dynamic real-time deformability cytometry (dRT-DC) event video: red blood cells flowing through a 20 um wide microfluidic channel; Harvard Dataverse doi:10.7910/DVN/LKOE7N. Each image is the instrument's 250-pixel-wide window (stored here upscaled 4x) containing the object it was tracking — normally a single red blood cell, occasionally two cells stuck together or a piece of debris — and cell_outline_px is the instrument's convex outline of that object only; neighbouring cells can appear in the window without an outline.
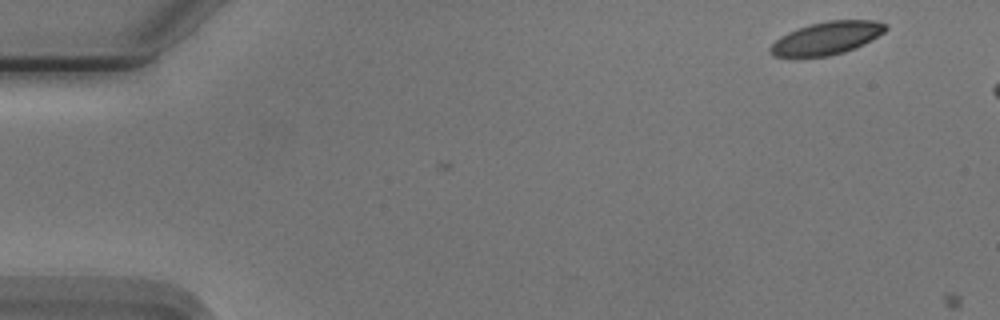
{"species": "Egyptian fruit bat (a non-hibernating species)", "species_latin": "Rousettus aegyptiacus", "temperature_condition": "cold", "stored_images_in_passage": 3, "camera_frame_rate_fps": 3000, "um_per_image_px": 0.085, "animal": {"sex": "male"}, "frame": {"image": 1, "passage_image": 3, "time_ms": 0.667, "image_size_px": [1000, 320], "cell_outline_px": [[888, 28], [884, 32], [864, 44], [856, 48], [844, 52], [828, 56], [796, 60], [792, 60], [772, 56], [768, 52], [768, 48], [780, 36], [788, 32], [808, 24], [828, 20], [876, 20], [884, 24]], "centroid_in_image_um": [70.17, 3.29], "position_along_channel_um": 14.8, "area_um2": 22.89}}